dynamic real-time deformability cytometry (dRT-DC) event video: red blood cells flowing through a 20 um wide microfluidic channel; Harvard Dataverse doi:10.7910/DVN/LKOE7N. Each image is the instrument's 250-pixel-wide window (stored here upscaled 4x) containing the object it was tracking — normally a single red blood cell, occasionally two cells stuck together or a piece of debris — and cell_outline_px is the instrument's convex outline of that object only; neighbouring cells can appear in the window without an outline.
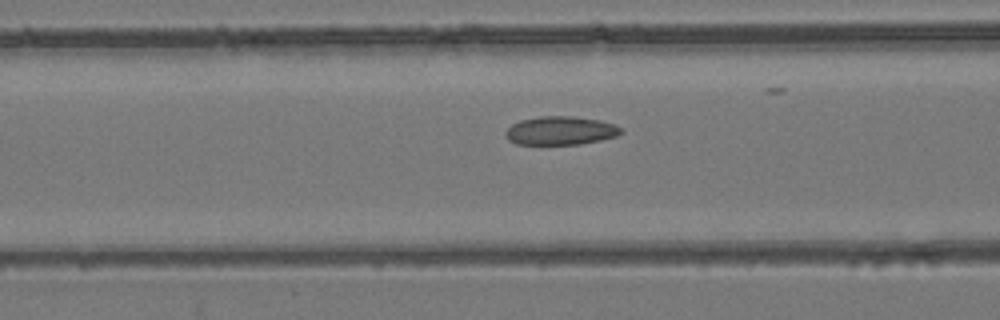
{"species": "common noctule bat (a hibernating species)", "species_latin": "Nyctalus noctula", "temperature_condition": "room temperature", "stored_images_in_passage": 37, "camera_frame_rate_fps": 3000, "um_per_image_px": 0.085, "animal": {"sex": "female", "body_mass_g": 24.6, "forearm_length_mm": 56.2}, "frame": {"image": 1, "passage_image": 8, "time_ms": 2.333, "image_size_px": [1000, 320], "cell_outline_px": [[624, 132], [616, 136], [600, 140], [580, 144], [516, 144], [508, 140], [504, 132], [512, 124], [520, 120], [540, 116], [572, 116], [600, 120], [612, 124], [620, 128]], "centroid_in_image_um": [47.62, 11.1], "position_along_channel_um": 119.0, "area_um2": 19.13}}
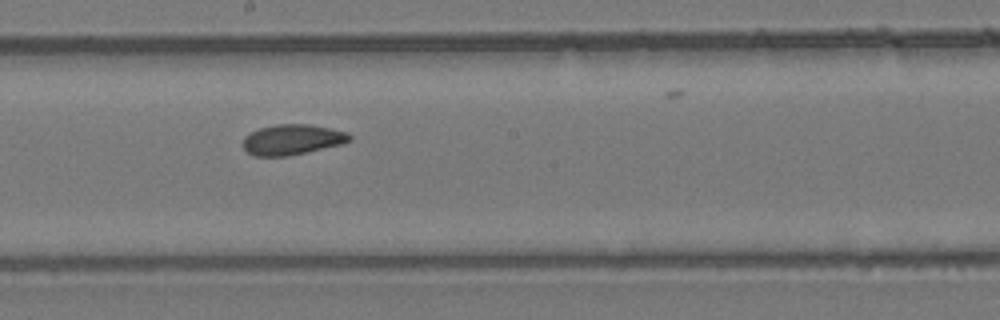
{"frame": {"image": 2, "passage_image": 16, "time_ms": 5.0, "image_size_px": [1000, 320], "cell_outline_px": [[352, 140], [344, 144], [308, 152], [288, 156], [252, 156], [244, 148], [244, 136], [260, 128], [276, 124], [308, 124], [332, 128], [348, 132], [352, 136]], "centroid_in_image_um": [24.9, 11.87], "position_along_channel_um": 223.3, "area_um2": 19.07}}
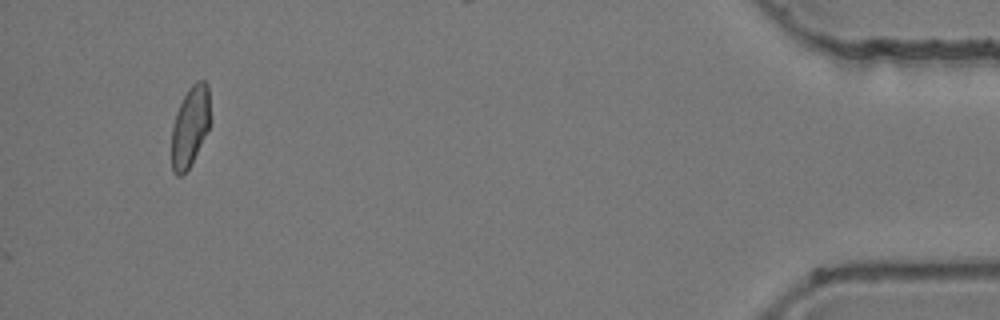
{"frame": {"image": 3, "passage_image": 37, "time_ms": 12.0, "image_size_px": [1000, 320], "cell_outline_px": [[212, 120], [188, 168], [180, 176], [176, 176], [172, 172], [172, 128], [176, 112], [188, 88], [196, 80], [204, 80], [208, 84]], "centroid_in_image_um": [16.18, 10.68], "position_along_channel_um": 419.0, "area_um2": 18.09}, "authors_computed_cell_mechanics": {"area_um2": 18.785, "velocity_mm_per_s": 3.9089, "shape_relaxation_time_tau1_ms": null, "shape_relaxation_time_tau2_ms": 1.869, "deformation_change_tau1": null, "deformation_change_tau2": 0.0667}}